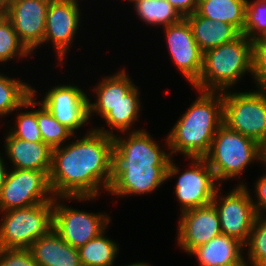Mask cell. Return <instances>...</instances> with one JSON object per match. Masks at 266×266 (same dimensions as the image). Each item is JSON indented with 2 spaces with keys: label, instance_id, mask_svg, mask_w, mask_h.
<instances>
[{
  "label": "cell",
  "instance_id": "obj_1",
  "mask_svg": "<svg viewBox=\"0 0 266 266\" xmlns=\"http://www.w3.org/2000/svg\"><path fill=\"white\" fill-rule=\"evenodd\" d=\"M87 133L52 149L49 177L52 196L57 199L91 200L98 196L100 186L108 191L111 185L114 134L98 128Z\"/></svg>",
  "mask_w": 266,
  "mask_h": 266
},
{
  "label": "cell",
  "instance_id": "obj_2",
  "mask_svg": "<svg viewBox=\"0 0 266 266\" xmlns=\"http://www.w3.org/2000/svg\"><path fill=\"white\" fill-rule=\"evenodd\" d=\"M112 180L108 189L116 196L146 194L179 173L169 154L145 130H135L128 139L113 136Z\"/></svg>",
  "mask_w": 266,
  "mask_h": 266
},
{
  "label": "cell",
  "instance_id": "obj_3",
  "mask_svg": "<svg viewBox=\"0 0 266 266\" xmlns=\"http://www.w3.org/2000/svg\"><path fill=\"white\" fill-rule=\"evenodd\" d=\"M200 93L167 137L170 155L181 152L189 158H204L223 125V92Z\"/></svg>",
  "mask_w": 266,
  "mask_h": 266
},
{
  "label": "cell",
  "instance_id": "obj_4",
  "mask_svg": "<svg viewBox=\"0 0 266 266\" xmlns=\"http://www.w3.org/2000/svg\"><path fill=\"white\" fill-rule=\"evenodd\" d=\"M247 71L252 75V42L241 33L233 41L203 53L202 70L193 87L199 91L225 92Z\"/></svg>",
  "mask_w": 266,
  "mask_h": 266
},
{
  "label": "cell",
  "instance_id": "obj_5",
  "mask_svg": "<svg viewBox=\"0 0 266 266\" xmlns=\"http://www.w3.org/2000/svg\"><path fill=\"white\" fill-rule=\"evenodd\" d=\"M217 182L239 177L245 167L258 159L263 163L260 144L222 125L204 157Z\"/></svg>",
  "mask_w": 266,
  "mask_h": 266
},
{
  "label": "cell",
  "instance_id": "obj_6",
  "mask_svg": "<svg viewBox=\"0 0 266 266\" xmlns=\"http://www.w3.org/2000/svg\"><path fill=\"white\" fill-rule=\"evenodd\" d=\"M54 199L26 208L4 211L0 222V248L30 249L53 228Z\"/></svg>",
  "mask_w": 266,
  "mask_h": 266
},
{
  "label": "cell",
  "instance_id": "obj_7",
  "mask_svg": "<svg viewBox=\"0 0 266 266\" xmlns=\"http://www.w3.org/2000/svg\"><path fill=\"white\" fill-rule=\"evenodd\" d=\"M226 93L223 92V124L261 144L266 137V89Z\"/></svg>",
  "mask_w": 266,
  "mask_h": 266
},
{
  "label": "cell",
  "instance_id": "obj_8",
  "mask_svg": "<svg viewBox=\"0 0 266 266\" xmlns=\"http://www.w3.org/2000/svg\"><path fill=\"white\" fill-rule=\"evenodd\" d=\"M49 172L50 170H11L0 191V211L26 208L55 199V196H51L53 190Z\"/></svg>",
  "mask_w": 266,
  "mask_h": 266
},
{
  "label": "cell",
  "instance_id": "obj_9",
  "mask_svg": "<svg viewBox=\"0 0 266 266\" xmlns=\"http://www.w3.org/2000/svg\"><path fill=\"white\" fill-rule=\"evenodd\" d=\"M218 192L219 187L212 204L218 212L222 234L231 236L245 245L257 216L253 205L255 201L242 183L225 197H218Z\"/></svg>",
  "mask_w": 266,
  "mask_h": 266
},
{
  "label": "cell",
  "instance_id": "obj_10",
  "mask_svg": "<svg viewBox=\"0 0 266 266\" xmlns=\"http://www.w3.org/2000/svg\"><path fill=\"white\" fill-rule=\"evenodd\" d=\"M54 199L53 229L69 245L75 248L85 245L106 229L110 218L103 214H92L75 210Z\"/></svg>",
  "mask_w": 266,
  "mask_h": 266
},
{
  "label": "cell",
  "instance_id": "obj_11",
  "mask_svg": "<svg viewBox=\"0 0 266 266\" xmlns=\"http://www.w3.org/2000/svg\"><path fill=\"white\" fill-rule=\"evenodd\" d=\"M50 1L10 0L0 8L11 21L19 40L30 52L43 44Z\"/></svg>",
  "mask_w": 266,
  "mask_h": 266
},
{
  "label": "cell",
  "instance_id": "obj_12",
  "mask_svg": "<svg viewBox=\"0 0 266 266\" xmlns=\"http://www.w3.org/2000/svg\"><path fill=\"white\" fill-rule=\"evenodd\" d=\"M191 159L192 169L183 172L175 186L181 212L211 204L218 189L214 183L217 180L205 158Z\"/></svg>",
  "mask_w": 266,
  "mask_h": 266
},
{
  "label": "cell",
  "instance_id": "obj_13",
  "mask_svg": "<svg viewBox=\"0 0 266 266\" xmlns=\"http://www.w3.org/2000/svg\"><path fill=\"white\" fill-rule=\"evenodd\" d=\"M164 30L174 64L193 85L202 70L203 52L194 39L189 22L183 18L176 24L166 26Z\"/></svg>",
  "mask_w": 266,
  "mask_h": 266
},
{
  "label": "cell",
  "instance_id": "obj_14",
  "mask_svg": "<svg viewBox=\"0 0 266 266\" xmlns=\"http://www.w3.org/2000/svg\"><path fill=\"white\" fill-rule=\"evenodd\" d=\"M43 104L54 118L73 133L89 120L88 97L77 86H55L46 93Z\"/></svg>",
  "mask_w": 266,
  "mask_h": 266
},
{
  "label": "cell",
  "instance_id": "obj_15",
  "mask_svg": "<svg viewBox=\"0 0 266 266\" xmlns=\"http://www.w3.org/2000/svg\"><path fill=\"white\" fill-rule=\"evenodd\" d=\"M181 213L178 243L185 252L190 253L222 234L218 212L212 203Z\"/></svg>",
  "mask_w": 266,
  "mask_h": 266
},
{
  "label": "cell",
  "instance_id": "obj_16",
  "mask_svg": "<svg viewBox=\"0 0 266 266\" xmlns=\"http://www.w3.org/2000/svg\"><path fill=\"white\" fill-rule=\"evenodd\" d=\"M77 2V0H51L48 6L43 43L51 40L60 61L64 60L79 27L80 12Z\"/></svg>",
  "mask_w": 266,
  "mask_h": 266
},
{
  "label": "cell",
  "instance_id": "obj_17",
  "mask_svg": "<svg viewBox=\"0 0 266 266\" xmlns=\"http://www.w3.org/2000/svg\"><path fill=\"white\" fill-rule=\"evenodd\" d=\"M38 266H81L78 248L65 242L52 228L30 247Z\"/></svg>",
  "mask_w": 266,
  "mask_h": 266
},
{
  "label": "cell",
  "instance_id": "obj_18",
  "mask_svg": "<svg viewBox=\"0 0 266 266\" xmlns=\"http://www.w3.org/2000/svg\"><path fill=\"white\" fill-rule=\"evenodd\" d=\"M5 142L6 153L14 169H51L52 149L43 141L21 140L9 133Z\"/></svg>",
  "mask_w": 266,
  "mask_h": 266
},
{
  "label": "cell",
  "instance_id": "obj_19",
  "mask_svg": "<svg viewBox=\"0 0 266 266\" xmlns=\"http://www.w3.org/2000/svg\"><path fill=\"white\" fill-rule=\"evenodd\" d=\"M244 246L237 239L220 234L206 244L193 249L189 254L198 258L200 266H228L246 262L241 254Z\"/></svg>",
  "mask_w": 266,
  "mask_h": 266
},
{
  "label": "cell",
  "instance_id": "obj_20",
  "mask_svg": "<svg viewBox=\"0 0 266 266\" xmlns=\"http://www.w3.org/2000/svg\"><path fill=\"white\" fill-rule=\"evenodd\" d=\"M185 19L189 22L194 39L203 53L229 43L240 35L231 24L212 21L196 12Z\"/></svg>",
  "mask_w": 266,
  "mask_h": 266
},
{
  "label": "cell",
  "instance_id": "obj_21",
  "mask_svg": "<svg viewBox=\"0 0 266 266\" xmlns=\"http://www.w3.org/2000/svg\"><path fill=\"white\" fill-rule=\"evenodd\" d=\"M135 85L128 77V73L122 70L115 75L103 79L97 87L94 88L97 94V102L88 101V115L97 112L101 117H105L116 105H118L125 94H127Z\"/></svg>",
  "mask_w": 266,
  "mask_h": 266
},
{
  "label": "cell",
  "instance_id": "obj_22",
  "mask_svg": "<svg viewBox=\"0 0 266 266\" xmlns=\"http://www.w3.org/2000/svg\"><path fill=\"white\" fill-rule=\"evenodd\" d=\"M247 0H199L196 13L200 16L231 24L244 34Z\"/></svg>",
  "mask_w": 266,
  "mask_h": 266
},
{
  "label": "cell",
  "instance_id": "obj_23",
  "mask_svg": "<svg viewBox=\"0 0 266 266\" xmlns=\"http://www.w3.org/2000/svg\"><path fill=\"white\" fill-rule=\"evenodd\" d=\"M35 93L27 83L0 74V116L22 107H35Z\"/></svg>",
  "mask_w": 266,
  "mask_h": 266
},
{
  "label": "cell",
  "instance_id": "obj_24",
  "mask_svg": "<svg viewBox=\"0 0 266 266\" xmlns=\"http://www.w3.org/2000/svg\"><path fill=\"white\" fill-rule=\"evenodd\" d=\"M104 235L102 232L78 248L81 266H113L119 247Z\"/></svg>",
  "mask_w": 266,
  "mask_h": 266
},
{
  "label": "cell",
  "instance_id": "obj_25",
  "mask_svg": "<svg viewBox=\"0 0 266 266\" xmlns=\"http://www.w3.org/2000/svg\"><path fill=\"white\" fill-rule=\"evenodd\" d=\"M134 2L135 10L148 24L164 27L178 23L183 17L165 0H128Z\"/></svg>",
  "mask_w": 266,
  "mask_h": 266
},
{
  "label": "cell",
  "instance_id": "obj_26",
  "mask_svg": "<svg viewBox=\"0 0 266 266\" xmlns=\"http://www.w3.org/2000/svg\"><path fill=\"white\" fill-rule=\"evenodd\" d=\"M137 88L134 86L125 94L123 100L104 117L111 130L116 128L120 132H127L138 118L140 100Z\"/></svg>",
  "mask_w": 266,
  "mask_h": 266
},
{
  "label": "cell",
  "instance_id": "obj_27",
  "mask_svg": "<svg viewBox=\"0 0 266 266\" xmlns=\"http://www.w3.org/2000/svg\"><path fill=\"white\" fill-rule=\"evenodd\" d=\"M40 107L37 110V122L43 142L51 149L63 146V142L74 133L60 124L43 104Z\"/></svg>",
  "mask_w": 266,
  "mask_h": 266
},
{
  "label": "cell",
  "instance_id": "obj_28",
  "mask_svg": "<svg viewBox=\"0 0 266 266\" xmlns=\"http://www.w3.org/2000/svg\"><path fill=\"white\" fill-rule=\"evenodd\" d=\"M31 52L19 40L11 21L0 10V62L4 63L16 56H27Z\"/></svg>",
  "mask_w": 266,
  "mask_h": 266
},
{
  "label": "cell",
  "instance_id": "obj_29",
  "mask_svg": "<svg viewBox=\"0 0 266 266\" xmlns=\"http://www.w3.org/2000/svg\"><path fill=\"white\" fill-rule=\"evenodd\" d=\"M248 246V257L253 266H266V218L257 215L245 244Z\"/></svg>",
  "mask_w": 266,
  "mask_h": 266
},
{
  "label": "cell",
  "instance_id": "obj_30",
  "mask_svg": "<svg viewBox=\"0 0 266 266\" xmlns=\"http://www.w3.org/2000/svg\"><path fill=\"white\" fill-rule=\"evenodd\" d=\"M244 34L250 40L266 34V0H247Z\"/></svg>",
  "mask_w": 266,
  "mask_h": 266
},
{
  "label": "cell",
  "instance_id": "obj_31",
  "mask_svg": "<svg viewBox=\"0 0 266 266\" xmlns=\"http://www.w3.org/2000/svg\"><path fill=\"white\" fill-rule=\"evenodd\" d=\"M17 116L16 128L10 132L14 137L30 142L43 141L37 122V110L22 112Z\"/></svg>",
  "mask_w": 266,
  "mask_h": 266
},
{
  "label": "cell",
  "instance_id": "obj_32",
  "mask_svg": "<svg viewBox=\"0 0 266 266\" xmlns=\"http://www.w3.org/2000/svg\"><path fill=\"white\" fill-rule=\"evenodd\" d=\"M252 42V75L257 88L266 89V39L256 37Z\"/></svg>",
  "mask_w": 266,
  "mask_h": 266
},
{
  "label": "cell",
  "instance_id": "obj_33",
  "mask_svg": "<svg viewBox=\"0 0 266 266\" xmlns=\"http://www.w3.org/2000/svg\"><path fill=\"white\" fill-rule=\"evenodd\" d=\"M0 266H38L30 249L0 248Z\"/></svg>",
  "mask_w": 266,
  "mask_h": 266
},
{
  "label": "cell",
  "instance_id": "obj_34",
  "mask_svg": "<svg viewBox=\"0 0 266 266\" xmlns=\"http://www.w3.org/2000/svg\"><path fill=\"white\" fill-rule=\"evenodd\" d=\"M183 17L192 15L197 10L199 0H165Z\"/></svg>",
  "mask_w": 266,
  "mask_h": 266
},
{
  "label": "cell",
  "instance_id": "obj_35",
  "mask_svg": "<svg viewBox=\"0 0 266 266\" xmlns=\"http://www.w3.org/2000/svg\"><path fill=\"white\" fill-rule=\"evenodd\" d=\"M255 188L258 197L257 198L258 202H256L253 205L257 215H260L262 214L261 210L264 209L266 211V174H264L261 178L258 179Z\"/></svg>",
  "mask_w": 266,
  "mask_h": 266
},
{
  "label": "cell",
  "instance_id": "obj_36",
  "mask_svg": "<svg viewBox=\"0 0 266 266\" xmlns=\"http://www.w3.org/2000/svg\"><path fill=\"white\" fill-rule=\"evenodd\" d=\"M8 173L9 172L6 171V165H4V161H3L2 157L0 156V191L6 182Z\"/></svg>",
  "mask_w": 266,
  "mask_h": 266
},
{
  "label": "cell",
  "instance_id": "obj_37",
  "mask_svg": "<svg viewBox=\"0 0 266 266\" xmlns=\"http://www.w3.org/2000/svg\"><path fill=\"white\" fill-rule=\"evenodd\" d=\"M261 147V155L263 159V163L266 164V137L263 142L260 144Z\"/></svg>",
  "mask_w": 266,
  "mask_h": 266
},
{
  "label": "cell",
  "instance_id": "obj_38",
  "mask_svg": "<svg viewBox=\"0 0 266 266\" xmlns=\"http://www.w3.org/2000/svg\"><path fill=\"white\" fill-rule=\"evenodd\" d=\"M127 266H149V264L143 263V262H138V263L130 264Z\"/></svg>",
  "mask_w": 266,
  "mask_h": 266
},
{
  "label": "cell",
  "instance_id": "obj_39",
  "mask_svg": "<svg viewBox=\"0 0 266 266\" xmlns=\"http://www.w3.org/2000/svg\"><path fill=\"white\" fill-rule=\"evenodd\" d=\"M248 263L246 264V262H238L236 264H231V265H228V266H247Z\"/></svg>",
  "mask_w": 266,
  "mask_h": 266
},
{
  "label": "cell",
  "instance_id": "obj_40",
  "mask_svg": "<svg viewBox=\"0 0 266 266\" xmlns=\"http://www.w3.org/2000/svg\"><path fill=\"white\" fill-rule=\"evenodd\" d=\"M10 0H0V8L3 7Z\"/></svg>",
  "mask_w": 266,
  "mask_h": 266
}]
</instances>
